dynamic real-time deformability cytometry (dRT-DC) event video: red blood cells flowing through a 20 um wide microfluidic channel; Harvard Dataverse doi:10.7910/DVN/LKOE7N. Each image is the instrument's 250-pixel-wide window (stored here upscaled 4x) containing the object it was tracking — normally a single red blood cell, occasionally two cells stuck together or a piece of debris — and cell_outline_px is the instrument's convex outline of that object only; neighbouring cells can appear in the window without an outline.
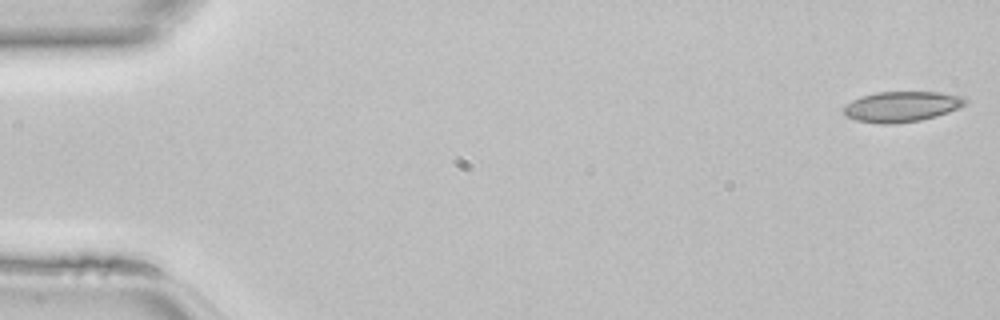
{"species": "common noctule bat (a hibernating species)", "species_latin": "Nyctalus noctula", "temperature_condition": "room temperature", "stored_images_in_passage": 46, "camera_frame_rate_fps": 3000, "um_per_image_px": 0.085, "animal": {"sex": "female", "body_mass_g": 22.7, "forearm_length_mm": 54.2}, "frame": {"image": 1, "passage_image": 1, "time_ms": 0.0, "image_size_px": [1000, 320], "cell_outline_px": [[968, 100], [960, 108], [936, 116], [920, 120], [896, 124], [880, 124], [856, 120], [844, 116], [844, 108], [852, 100], [860, 96], [876, 92], [940, 92], [964, 96]], "centroid_in_image_um": [76.65, 9.06], "position_along_channel_um": 8.3, "area_um2": 21.73}}
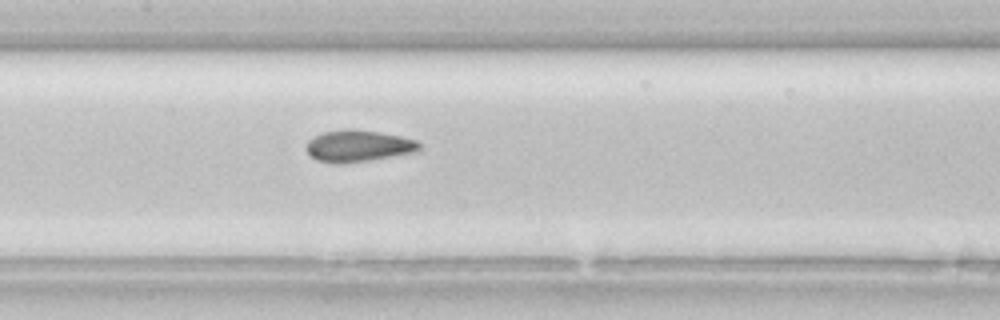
{"frame": {"image": 2, "passage_image": 22, "time_ms": 7.0, "image_size_px": [1000, 320], "cell_outline_px": [[420, 148], [416, 152], [368, 160], [336, 164], [332, 164], [316, 160], [304, 148], [308, 140], [324, 132], [352, 128], [380, 132], [400, 136], [416, 140], [420, 144]], "centroid_in_image_um": [30.43, 12.4], "position_along_channel_um": 177.0, "area_um2": 20.81}}
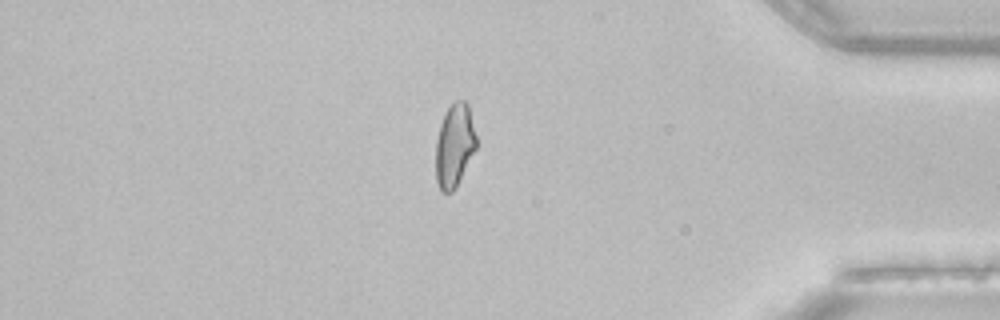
{"frame": {"image": 3, "passage_image": 39, "time_ms": 12.667, "image_size_px": [1000, 320], "cell_outline_px": [[476, 148], [456, 188], [452, 192], [440, 192], [436, 180], [436, 140], [440, 124], [448, 108], [456, 100], [464, 100], [468, 104], [476, 136]], "centroid_in_image_um": [38.62, 12.39], "position_along_channel_um": 396.6, "area_um2": 19.59}}